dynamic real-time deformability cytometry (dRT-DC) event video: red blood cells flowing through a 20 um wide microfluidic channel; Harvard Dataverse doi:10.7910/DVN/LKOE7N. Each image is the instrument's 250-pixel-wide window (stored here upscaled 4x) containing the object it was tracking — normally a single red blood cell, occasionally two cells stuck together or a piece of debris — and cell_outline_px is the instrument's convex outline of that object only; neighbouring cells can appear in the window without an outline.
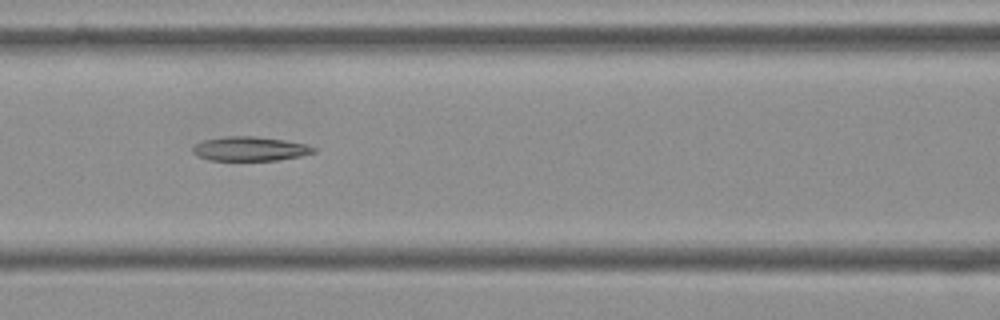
{"species": "Egyptian fruit bat (a non-hibernating species)", "species_latin": "Rousettus aegyptiacus", "temperature_condition": "cold", "stored_images_in_passage": 7, "camera_frame_rate_fps": 3000, "um_per_image_px": 0.085, "frame": {"image": 1, "passage_image": 4, "time_ms": 1.0, "image_size_px": [1000, 320], "cell_outline_px": [[316, 152], [300, 156], [276, 160], [208, 160], [196, 156], [192, 152], [192, 148], [196, 144], [204, 140], [224, 136], [256, 136], [284, 140], [308, 144], [316, 148]], "centroid_in_image_um": [21.24, 12.64], "position_along_channel_um": 145.4, "area_um2": 17.17}}
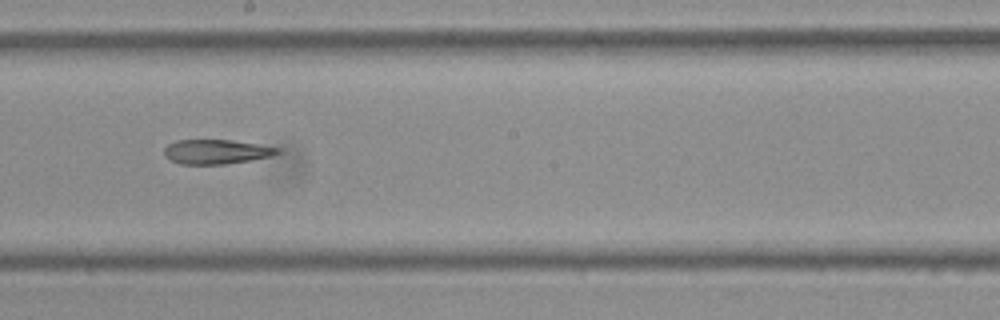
{"frame": {"image": 2, "passage_image": 6, "time_ms": 1.667, "image_size_px": [1000, 320], "cell_outline_px": [[280, 152], [272, 156], [252, 160], [224, 164], [180, 164], [168, 160], [164, 156], [164, 148], [168, 144], [176, 140], [232, 140], [280, 148]], "centroid_in_image_um": [18.35, 12.9], "position_along_channel_um": 229.9, "area_um2": 16.24}}
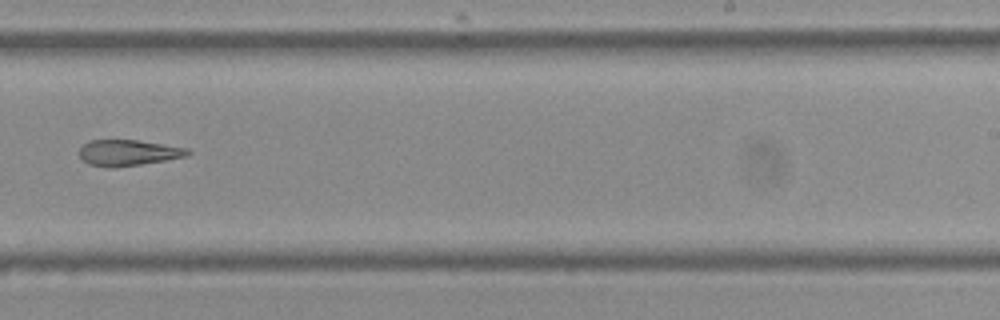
{"frame": {"image": 3, "passage_image": 7, "time_ms": 2.0, "image_size_px": [1000, 320], "cell_outline_px": [[192, 152], [188, 156], [140, 164], [112, 168], [108, 168], [88, 164], [80, 156], [80, 148], [88, 140], [136, 140], [164, 144], [188, 148]], "centroid_in_image_um": [10.9, 12.98], "position_along_channel_um": 278.1, "area_um2": 16.36}}